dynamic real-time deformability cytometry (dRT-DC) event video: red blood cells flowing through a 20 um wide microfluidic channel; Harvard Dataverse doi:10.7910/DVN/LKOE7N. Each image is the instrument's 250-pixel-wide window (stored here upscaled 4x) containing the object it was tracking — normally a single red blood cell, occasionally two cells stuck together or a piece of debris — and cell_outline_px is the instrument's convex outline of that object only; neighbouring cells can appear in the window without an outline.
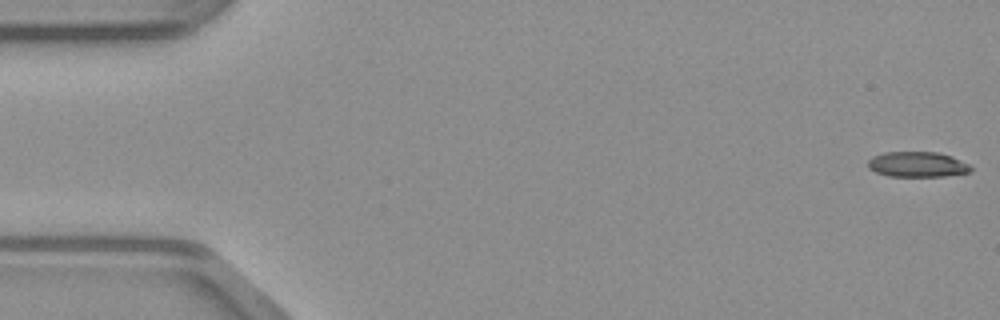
{"species": "common noctule bat (a hibernating species)", "species_latin": "Nyctalus noctula", "temperature_condition": "warm", "stored_images_in_passage": 49, "camera_frame_rate_fps": 3000, "um_per_image_px": 0.085, "animal": {"sex": "male", "body_mass_g": 23.1, "forearm_length_mm": 52.7}, "frame": {"image": 1, "passage_image": 1, "time_ms": 0.0, "image_size_px": [1000, 320], "cell_outline_px": [[972, 172], [944, 176], [888, 176], [876, 172], [868, 168], [868, 160], [872, 156], [884, 152], [936, 152], [952, 156], [968, 164], [972, 168]], "centroid_in_image_um": [77.97, 13.97], "position_along_channel_um": 7.0, "area_um2": 15.2}}
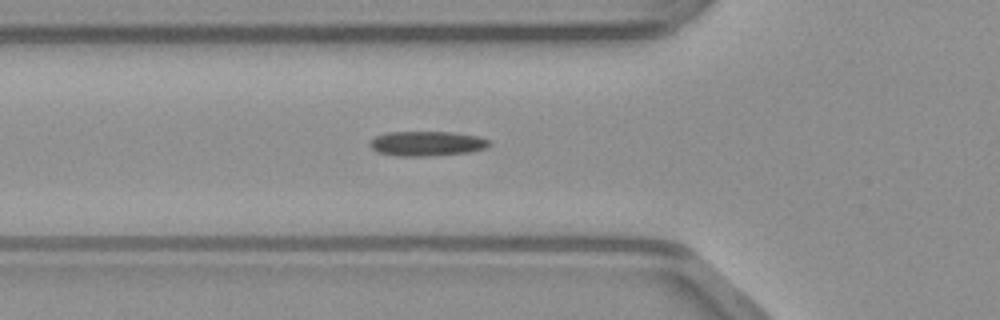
{"frame": {"image": 2, "passage_image": 17, "time_ms": 5.333, "image_size_px": [1000, 320], "cell_outline_px": [[492, 144], [488, 148], [468, 152], [428, 156], [396, 156], [376, 152], [368, 144], [376, 136], [388, 132], [452, 132], [476, 136], [492, 140]], "centroid_in_image_um": [36.31, 12.2], "position_along_channel_um": 89.5, "area_um2": 17.34}}
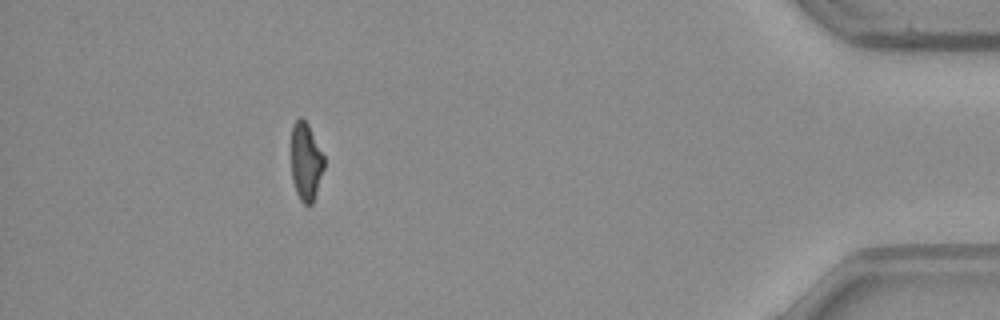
{"frame": {"image": 3, "passage_image": 44, "time_ms": 14.333, "image_size_px": [1000, 320], "cell_outline_px": [[324, 168], [312, 204], [308, 208], [300, 200], [296, 192], [292, 180], [292, 124], [300, 116], [308, 124], [324, 156]], "centroid_in_image_um": [26.0, 13.76], "position_along_channel_um": 409.2, "area_um2": 14.85}}